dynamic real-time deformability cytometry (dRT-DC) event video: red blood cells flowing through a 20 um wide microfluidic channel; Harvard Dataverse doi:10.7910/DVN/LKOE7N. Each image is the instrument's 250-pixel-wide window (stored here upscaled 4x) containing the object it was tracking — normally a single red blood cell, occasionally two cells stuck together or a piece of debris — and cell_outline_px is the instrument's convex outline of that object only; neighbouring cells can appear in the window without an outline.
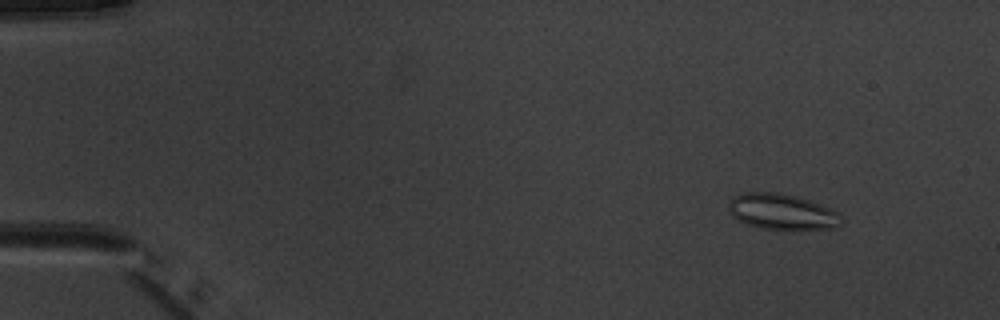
{"species": "common noctule bat (a hibernating species)", "species_latin": "Nyctalus noctula", "temperature_condition": "warm", "stored_images_in_passage": 6, "camera_frame_rate_fps": 3000, "um_per_image_px": 0.085, "animal": {"sex": "male", "body_mass_g": 20.1, "forearm_length_mm": 53.5}, "frame": {"image": 1, "passage_image": 2, "time_ms": 1.333, "image_size_px": [1000, 320], "cell_outline_px": [[840, 224], [836, 228], [756, 228], [732, 216], [728, 208], [728, 200], [732, 196], [744, 192], [772, 192], [792, 196], [808, 200], [820, 204], [840, 212]], "centroid_in_image_um": [66.41, 17.98], "position_along_channel_um": 18.6, "area_um2": 23.06}}
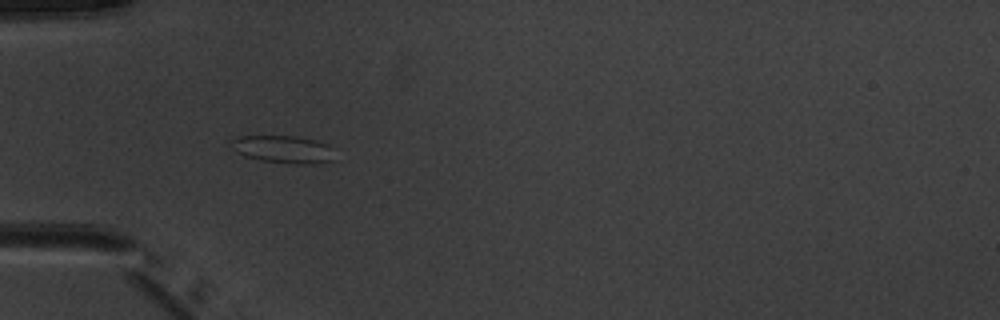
{"frame": {"image": 2, "passage_image": 5, "time_ms": 5.0, "image_size_px": [1000, 320], "cell_outline_px": [[332, 160], [320, 164], [296, 164], [260, 160], [244, 156], [240, 152], [232, 140], [240, 136], [296, 136], [316, 140], [328, 144]], "centroid_in_image_um": [24.14, 12.69], "position_along_channel_um": 60.9, "area_um2": 16.13}}
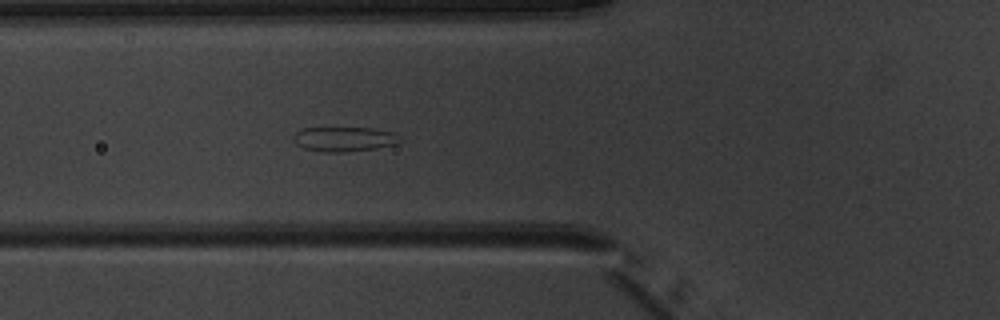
{"frame": {"image": 3, "passage_image": 6, "time_ms": 6.0, "image_size_px": [1000, 320], "cell_outline_px": [[404, 140], [396, 144], [376, 148], [340, 152], [324, 152], [304, 148], [296, 144], [292, 140], [292, 136], [296, 132], [304, 128], [372, 128], [392, 132]], "centroid_in_image_um": [29.24, 11.82], "position_along_channel_um": 96.6, "area_um2": 15.26}}